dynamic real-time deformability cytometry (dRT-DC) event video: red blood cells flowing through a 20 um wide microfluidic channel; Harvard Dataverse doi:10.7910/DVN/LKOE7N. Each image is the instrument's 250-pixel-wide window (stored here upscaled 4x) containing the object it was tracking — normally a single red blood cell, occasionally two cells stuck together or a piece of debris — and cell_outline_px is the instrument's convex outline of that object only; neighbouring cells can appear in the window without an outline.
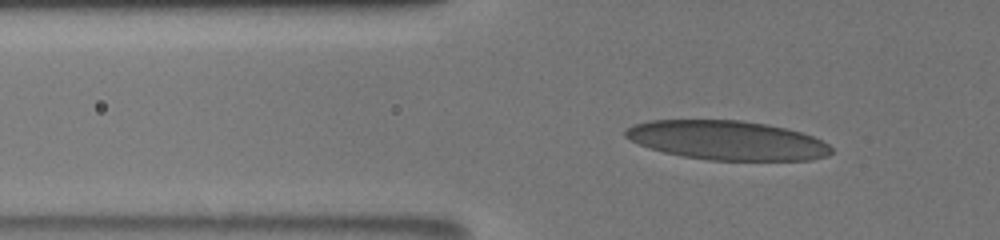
{"species": "human", "species_latin": "Homo sapiens", "temperature_condition": "room temperature", "stored_images_in_passage": 38, "camera_frame_rate_fps": 3000, "um_per_image_px": 0.085, "donor": {"sex": "male"}, "frame": {"image": 1, "passage_image": 17, "time_ms": 5.333, "image_size_px": [1000, 240], "cell_outline_px": [[832, 152], [828, 156], [812, 160], [708, 160], [684, 156], [664, 152], [648, 148], [624, 136], [624, 132], [632, 124], [652, 120], [740, 120], [768, 124], [800, 132], [812, 136], [828, 144], [832, 148]], "centroid_in_image_um": [61.81, 11.93], "position_along_channel_um": 64.0, "area_um2": 46.93}}
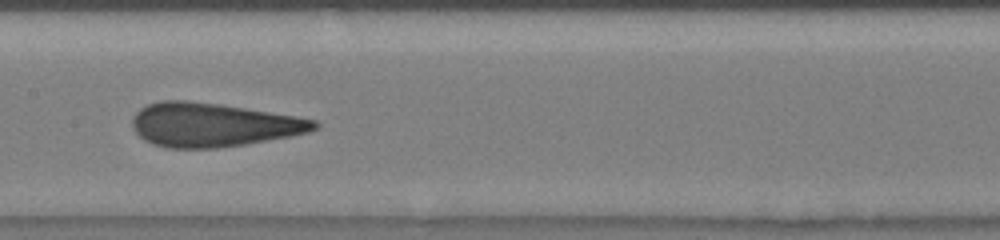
{"frame": {"image": 2, "passage_image": 28, "time_ms": 9.0, "image_size_px": [1000, 240], "cell_outline_px": [[320, 128], [308, 132], [292, 136], [244, 144], [216, 148], [164, 148], [152, 144], [144, 140], [132, 128], [132, 116], [140, 108], [148, 104], [160, 100], [188, 100], [220, 104], [316, 120], [320, 124]], "centroid_in_image_um": [18.06, 10.61], "position_along_channel_um": 189.3, "area_um2": 46.47}}
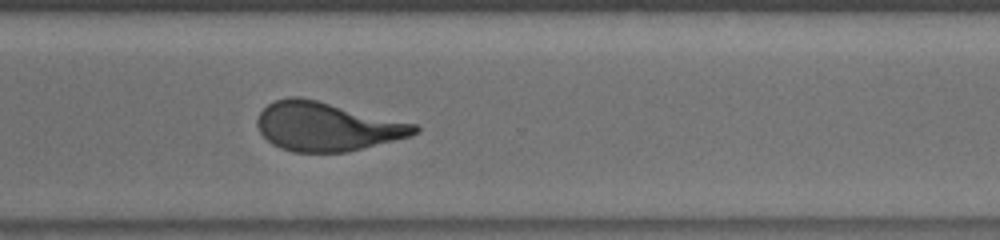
{"frame": {"image": 3, "passage_image": 38, "time_ms": 12.333, "image_size_px": [1000, 240], "cell_outline_px": [[420, 132], [412, 136], [348, 152], [292, 152], [280, 148], [272, 144], [260, 132], [256, 124], [256, 120], [260, 112], [268, 104], [276, 100], [288, 96], [300, 96], [416, 124], [420, 128]], "centroid_in_image_um": [27.78, 10.76], "position_along_channel_um": 342.8, "area_um2": 44.8}}